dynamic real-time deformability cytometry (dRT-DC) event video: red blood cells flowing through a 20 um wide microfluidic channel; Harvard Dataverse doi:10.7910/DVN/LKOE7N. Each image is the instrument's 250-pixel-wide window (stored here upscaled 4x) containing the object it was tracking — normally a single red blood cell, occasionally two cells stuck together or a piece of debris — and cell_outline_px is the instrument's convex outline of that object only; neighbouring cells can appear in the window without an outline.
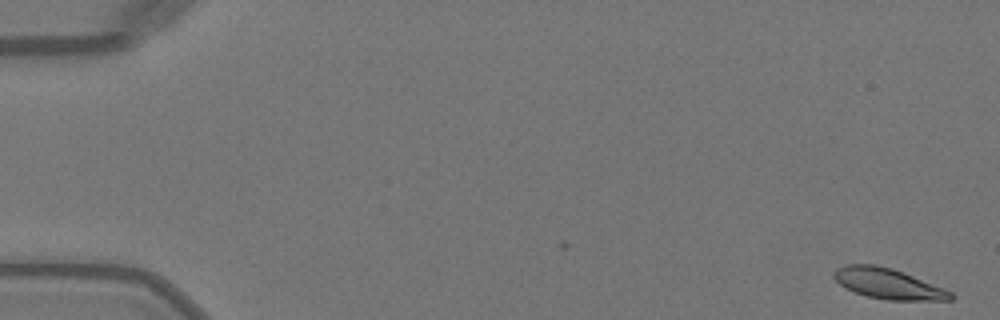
{"species": "Egyptian fruit bat (a non-hibernating species)", "species_latin": "Rousettus aegyptiacus", "temperature_condition": "warm", "stored_images_in_passage": 50, "camera_frame_rate_fps": 3000, "um_per_image_px": 0.085, "animal": {"sex": "female"}, "frame": {"image": 1, "passage_image": 1, "time_ms": 0.0, "image_size_px": [1000, 320], "cell_outline_px": [[956, 296], [952, 300], [888, 300], [868, 296], [856, 292], [840, 284], [832, 276], [832, 272], [836, 268], [844, 264], [876, 264], [892, 268], [944, 288], [952, 292]], "centroid_in_image_um": [75.49, 24.1], "position_along_channel_um": 9.5, "area_um2": 20.69}}
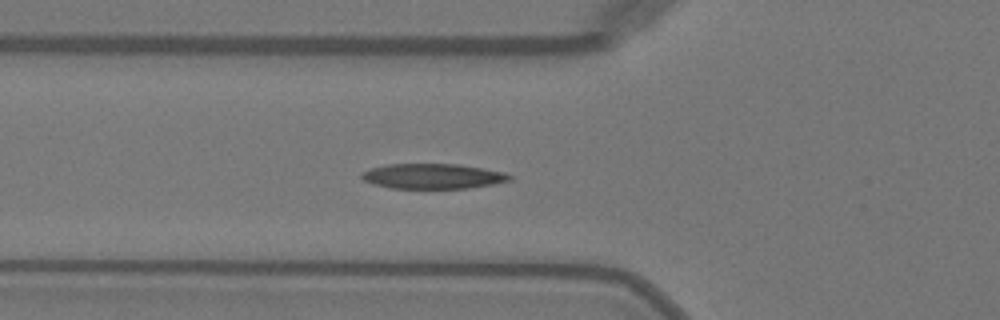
{"frame": {"image": 2, "passage_image": 18, "time_ms": 5.667, "image_size_px": [1000, 320], "cell_outline_px": [[516, 176], [512, 180], [492, 184], [468, 188], [392, 188], [372, 184], [364, 180], [360, 176], [360, 172], [368, 168], [388, 164], [460, 164], [504, 172]], "centroid_in_image_um": [36.78, 14.97], "position_along_channel_um": 89.0, "area_um2": 21.85}}
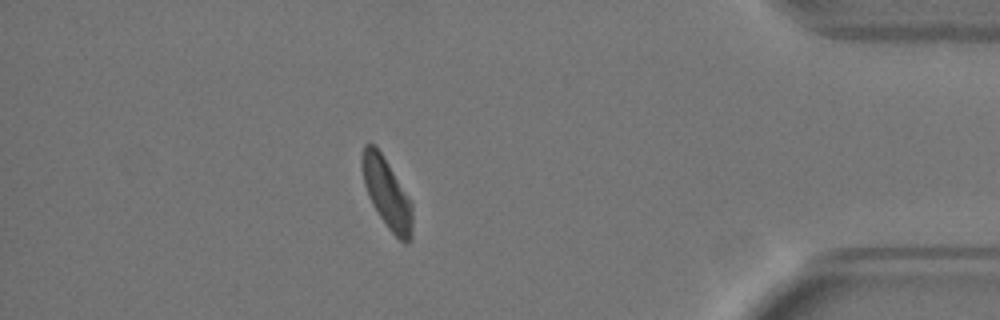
{"frame": {"image": 3, "passage_image": 44, "time_ms": 14.333, "image_size_px": [1000, 320], "cell_outline_px": [[412, 240], [404, 244], [388, 228], [372, 204], [368, 196], [364, 184], [360, 160], [360, 156], [364, 144], [372, 144], [380, 152], [412, 204]], "centroid_in_image_um": [32.86, 16.46], "position_along_channel_um": 402.3, "area_um2": 20.11}, "authors_computed_cell_mechanics": {"area_um2": 21.7906, "velocity_mm_per_s": 4.0587, "shape_relaxation_time_tau1_ms": 3.7582, "shape_relaxation_time_tau2_ms": 2.5889, "deformation_change_tau1": 0.1581, "deformation_change_tau2": 0.0829}}